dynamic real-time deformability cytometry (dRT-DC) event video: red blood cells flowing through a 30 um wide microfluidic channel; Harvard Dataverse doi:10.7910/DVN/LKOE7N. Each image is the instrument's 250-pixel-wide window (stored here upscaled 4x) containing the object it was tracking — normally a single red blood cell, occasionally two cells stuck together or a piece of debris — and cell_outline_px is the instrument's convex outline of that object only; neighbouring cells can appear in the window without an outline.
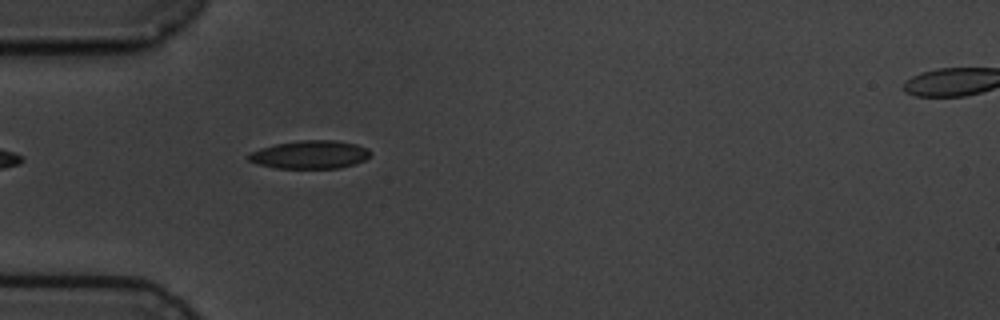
{"species": "common noctule bat (a hibernating species)", "species_latin": "Nyctalus noctula", "temperature_condition": "cold", "stored_images_in_passage": 2, "segment_of_instrument_passage": [1, 2], "camera_frame_rate_fps": 3000, "um_per_image_px": 0.085, "animal": {"sex": "male", "body_mass_g": 19.5, "forearm_length_mm": 54.6}, "frame": {"image": 1, "passage_image": 1, "time_ms": 0.0, "image_size_px": [1000, 320], "cell_outline_px": [[372, 152], [364, 160], [356, 164], [340, 168], [276, 168], [260, 164], [248, 160], [248, 152], [260, 148], [276, 144], [300, 140], [336, 140], [356, 144], [368, 148]], "centroid_in_image_um": [26.37, 13.14], "position_along_channel_um": 58.6, "area_um2": 20.06}}